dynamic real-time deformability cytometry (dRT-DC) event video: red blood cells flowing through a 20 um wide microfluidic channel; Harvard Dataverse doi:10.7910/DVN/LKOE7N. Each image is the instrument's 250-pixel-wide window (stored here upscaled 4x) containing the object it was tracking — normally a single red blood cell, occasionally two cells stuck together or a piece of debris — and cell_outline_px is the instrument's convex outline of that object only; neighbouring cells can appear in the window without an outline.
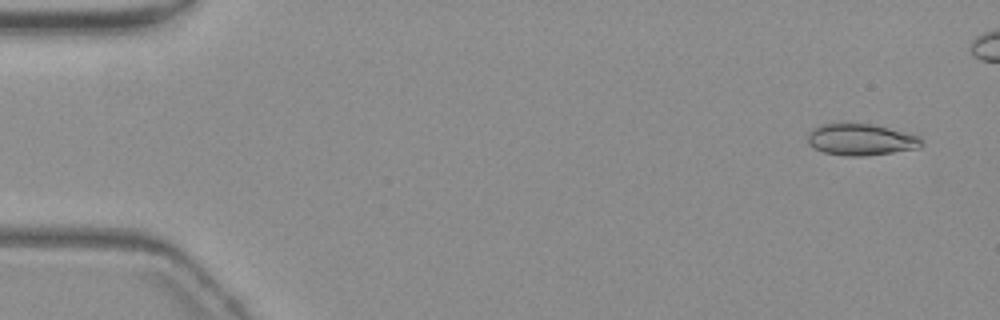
{"species": "common noctule bat (a hibernating species)", "species_latin": "Nyctalus noctula", "temperature_condition": "warm", "stored_images_in_passage": 32, "camera_frame_rate_fps": 3000, "um_per_image_px": 0.085, "animal": {"sex": "female", "body_mass_g": 19.3, "forearm_length_mm": 54.1}, "frame": {"image": 1, "passage_image": 3, "time_ms": 0.667, "image_size_px": [1000, 320], "cell_outline_px": [[924, 144], [920, 148], [864, 156], [844, 156], [824, 152], [808, 144], [808, 132], [812, 128], [824, 124], [872, 124], [920, 136]], "centroid_in_image_um": [73.19, 11.87], "position_along_channel_um": 11.8, "area_um2": 20.81}}
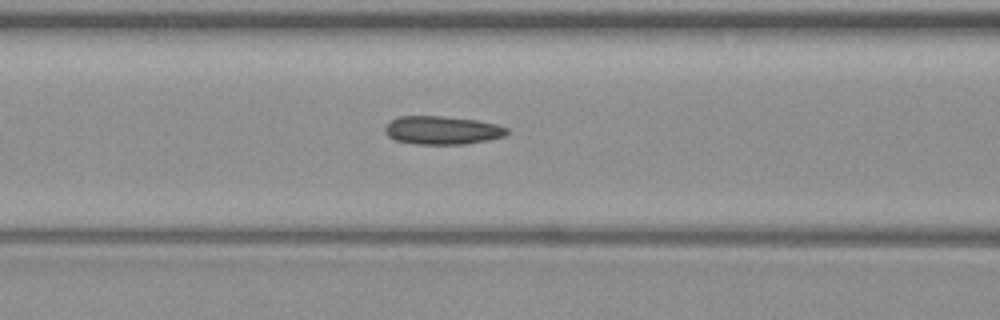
{"frame": {"image": 2, "passage_image": 23, "time_ms": 7.333, "image_size_px": [1000, 320], "cell_outline_px": [[508, 132], [504, 136], [488, 140], [464, 144], [416, 144], [396, 140], [388, 136], [384, 132], [384, 128], [392, 120], [400, 116], [444, 116], [476, 120], [496, 124], [508, 128]], "centroid_in_image_um": [37.59, 11.07], "position_along_channel_um": 129.0, "area_um2": 20.06}}
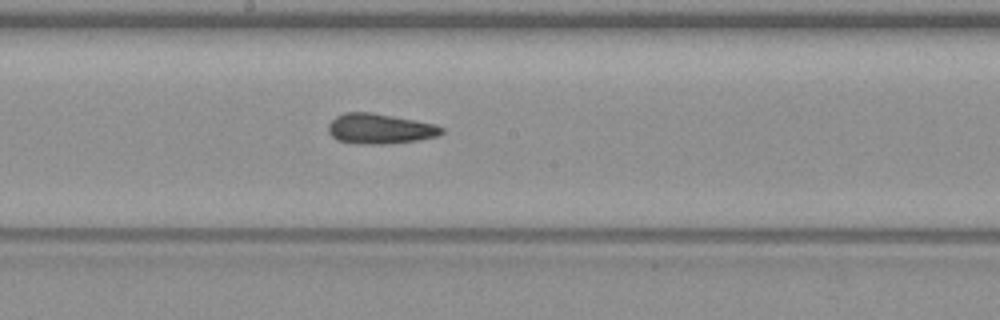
{"frame": {"image": 3, "passage_image": 30, "time_ms": 9.667, "image_size_px": [1000, 320], "cell_outline_px": [[444, 132], [436, 136], [416, 140], [384, 144], [356, 144], [336, 140], [328, 132], [328, 124], [336, 116], [344, 112], [372, 112], [416, 120], [436, 124], [444, 128]], "centroid_in_image_um": [32.26, 10.94], "position_along_channel_um": 215.9, "area_um2": 20.06}}